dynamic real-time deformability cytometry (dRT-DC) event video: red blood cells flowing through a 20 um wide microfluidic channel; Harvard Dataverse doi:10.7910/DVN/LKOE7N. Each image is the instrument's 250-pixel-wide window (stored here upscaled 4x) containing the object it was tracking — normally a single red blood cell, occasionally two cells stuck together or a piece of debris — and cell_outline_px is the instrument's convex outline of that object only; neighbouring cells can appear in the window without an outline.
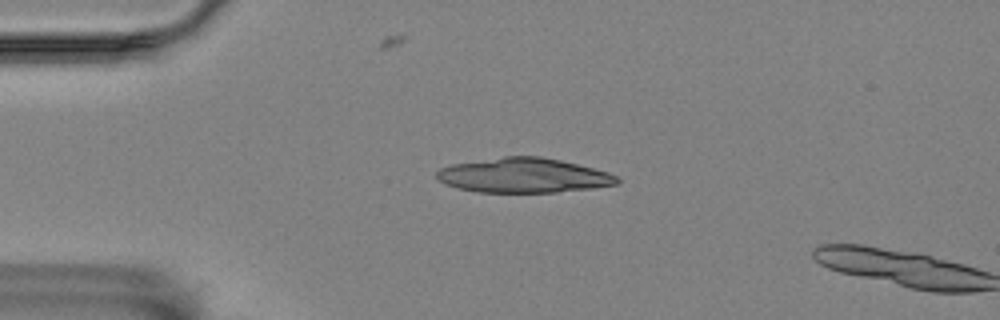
{"species": "Egyptian fruit bat (a non-hibernating species)", "species_latin": "Rousettus aegyptiacus", "temperature_condition": "room temperature", "stored_images_in_passage": 3, "camera_frame_rate_fps": 3000, "um_per_image_px": 0.085, "animal": {"sex": "female"}, "frame": {"image": 1, "passage_image": 1, "time_ms": 0.0, "image_size_px": [1000, 320], "cell_outline_px": [[620, 180], [616, 184], [592, 188], [556, 192], [476, 192], [444, 184], [436, 176], [436, 172], [440, 168], [452, 164], [504, 156], [540, 156], [560, 160], [608, 172], [616, 176]], "centroid_in_image_um": [44.48, 14.91], "position_along_channel_um": 40.5, "area_um2": 36.18}}